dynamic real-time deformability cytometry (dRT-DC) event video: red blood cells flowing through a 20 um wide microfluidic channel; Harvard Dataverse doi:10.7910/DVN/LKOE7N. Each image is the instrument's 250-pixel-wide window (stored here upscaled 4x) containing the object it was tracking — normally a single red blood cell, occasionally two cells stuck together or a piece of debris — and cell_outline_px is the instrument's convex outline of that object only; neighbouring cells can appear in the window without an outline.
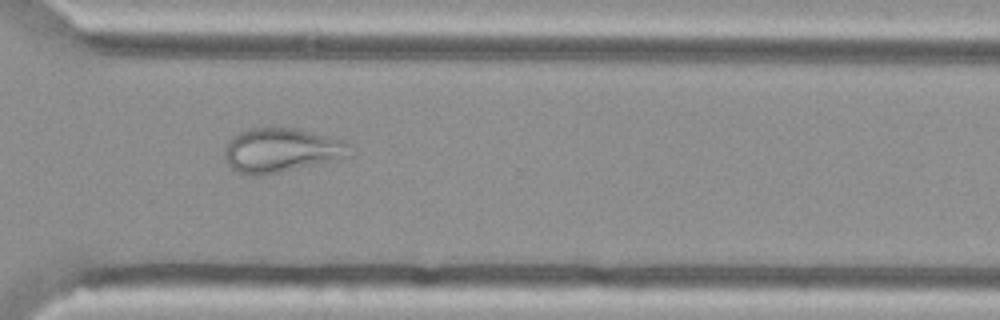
{"species": "Egyptian fruit bat (a non-hibernating species)", "species_latin": "Rousettus aegyptiacus", "temperature_condition": "cold", "stored_images_in_passage": 46, "segment_of_instrument_passage": [1, 2], "camera_frame_rate_fps": 3000, "um_per_image_px": 0.085, "animal": {"sex": "female"}, "frame": {"image": 1, "passage_image": 30, "time_ms": 9.667, "image_size_px": [1000, 320], "cell_outline_px": [[352, 156], [324, 164], [260, 176], [252, 176], [236, 172], [228, 164], [224, 156], [224, 148], [232, 136], [248, 128], [296, 128], [344, 140], [352, 144]], "centroid_in_image_um": [23.97, 12.79], "position_along_channel_um": 346.6, "area_um2": 33.06}}
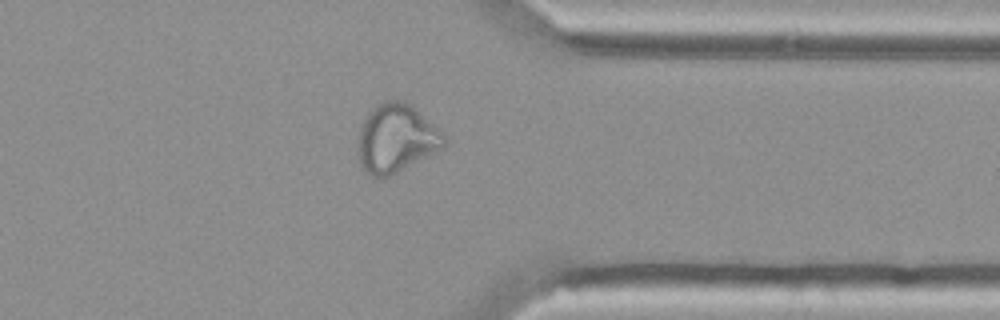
{"frame": {"image": 2, "passage_image": 33, "time_ms": 10.667, "image_size_px": [1000, 320], "cell_outline_px": [[448, 144], [436, 152], [388, 176], [368, 176], [360, 168], [360, 128], [368, 112], [372, 108], [384, 100], [404, 100], [412, 104], [448, 140]], "centroid_in_image_um": [33.68, 11.75], "position_along_channel_um": 377.7, "area_um2": 33.87}}
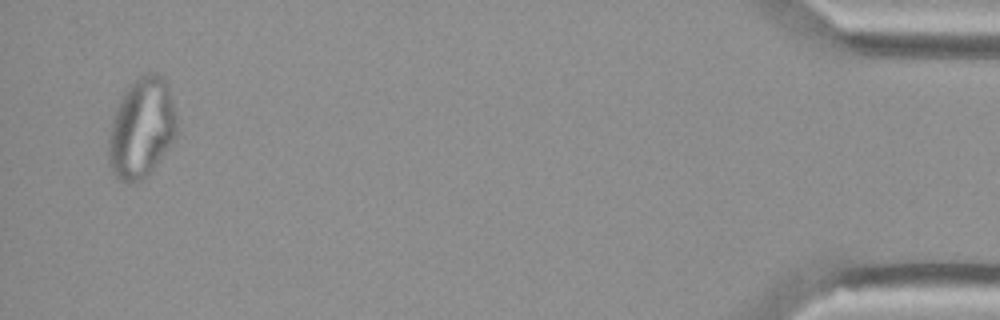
{"frame": {"image": 3, "passage_image": 43, "time_ms": 14.0, "image_size_px": [1000, 320], "cell_outline_px": [[176, 136], [168, 148], [148, 176], [140, 180], [128, 184], [120, 180], [116, 176], [108, 164], [108, 136], [112, 116], [120, 96], [128, 84], [140, 76], [148, 72], [156, 72], [164, 76], [168, 84], [176, 112]], "centroid_in_image_um": [12.02, 10.85], "position_along_channel_um": 423.2, "area_um2": 40.58}}